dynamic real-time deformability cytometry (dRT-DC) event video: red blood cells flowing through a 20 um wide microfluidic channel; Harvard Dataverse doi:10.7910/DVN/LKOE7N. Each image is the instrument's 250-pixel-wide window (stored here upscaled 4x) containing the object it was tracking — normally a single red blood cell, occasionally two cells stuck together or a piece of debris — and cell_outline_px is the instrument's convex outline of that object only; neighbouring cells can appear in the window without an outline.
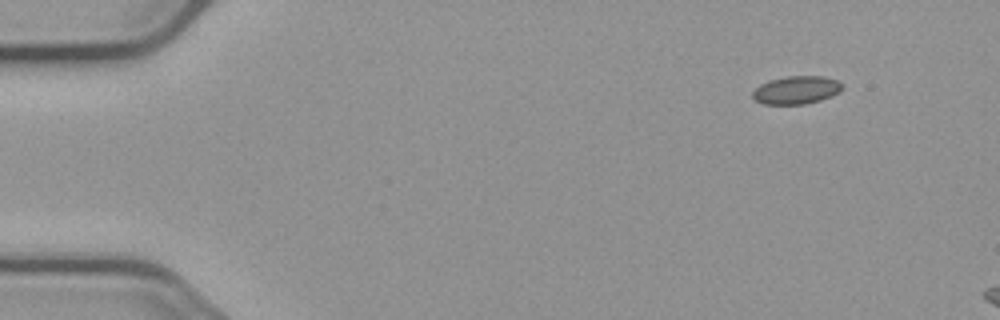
{"species": "common noctule bat (a hibernating species)", "species_latin": "Nyctalus noctula", "temperature_condition": "cold", "stored_images_in_passage": 3, "camera_frame_rate_fps": 3000, "um_per_image_px": 0.085, "animal": {"sex": "male", "body_mass_g": 23.1, "forearm_length_mm": 52.7}, "frame": {"image": 1, "passage_image": 1, "time_ms": 0.0, "image_size_px": [1000, 320], "cell_outline_px": [[844, 88], [840, 92], [832, 96], [820, 100], [804, 104], [764, 104], [756, 100], [752, 96], [752, 92], [760, 84], [768, 80], [788, 76], [824, 76], [836, 80]], "centroid_in_image_um": [67.69, 7.65], "position_along_channel_um": 17.3, "area_um2": 14.62}}